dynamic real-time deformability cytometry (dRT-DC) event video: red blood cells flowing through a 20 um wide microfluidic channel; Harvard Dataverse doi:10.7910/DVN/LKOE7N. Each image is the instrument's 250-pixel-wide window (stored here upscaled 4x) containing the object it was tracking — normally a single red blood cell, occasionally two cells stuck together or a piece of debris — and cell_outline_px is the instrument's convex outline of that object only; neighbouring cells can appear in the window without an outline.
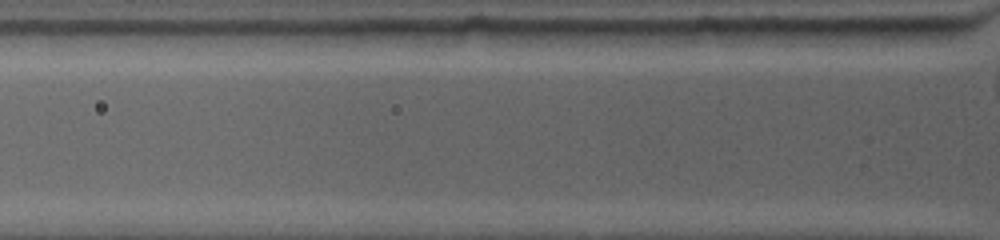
{"species": "common noctule bat (a hibernating species)", "species_latin": "Nyctalus noctula", "temperature_condition": "warm", "stored_images_in_passage": 2, "camera_frame_rate_fps": 4500, "um_per_image_px": 0.085, "animal": {"sex": "female", "body_mass_g": 19.0, "forearm_length_mm": 53.3}, "frame": {"image": 1, "passage_image": 2, "time_ms": 0.444, "image_size_px": [1000, 240], "cell_outline_px": [[956, 32], [940, 44], [860, 44], [824, 28], [952, 28]], "centroid_in_image_um": [76.11, 3.01], "position_along_channel_um": 49.7, "area_um2": 12.43}}